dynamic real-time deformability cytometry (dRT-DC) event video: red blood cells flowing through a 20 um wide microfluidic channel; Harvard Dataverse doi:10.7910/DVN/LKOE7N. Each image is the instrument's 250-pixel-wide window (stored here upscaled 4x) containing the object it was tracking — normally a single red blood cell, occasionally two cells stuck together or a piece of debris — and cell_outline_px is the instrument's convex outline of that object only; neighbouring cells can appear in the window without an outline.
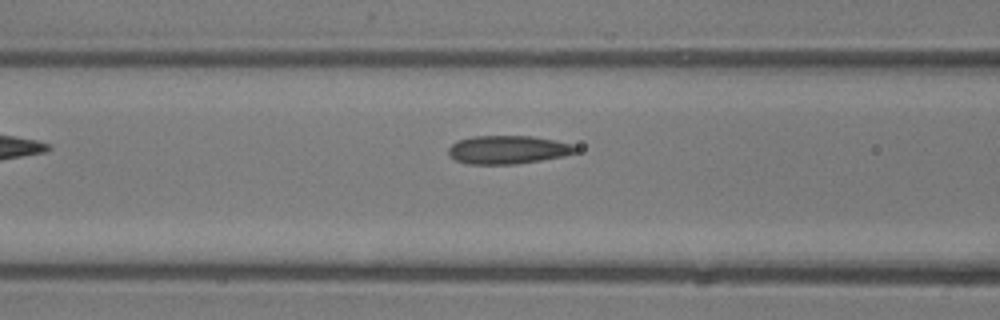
{"species": "common noctule bat (a hibernating species)", "species_latin": "Nyctalus noctula", "temperature_condition": "room temperature", "stored_images_in_passage": 5, "camera_frame_rate_fps": 3000, "um_per_image_px": 0.085, "animal": {"sex": "male", "body_mass_g": 13.3}, "frame": {"image": 1, "passage_image": 5, "time_ms": 5.0, "image_size_px": [1000, 320], "cell_outline_px": [[580, 148], [576, 152], [564, 156], [516, 164], [468, 164], [456, 160], [448, 156], [448, 148], [456, 140], [472, 136], [532, 136], [572, 144]], "centroid_in_image_um": [43.14, 12.72], "position_along_channel_um": 123.5, "area_um2": 21.1}}